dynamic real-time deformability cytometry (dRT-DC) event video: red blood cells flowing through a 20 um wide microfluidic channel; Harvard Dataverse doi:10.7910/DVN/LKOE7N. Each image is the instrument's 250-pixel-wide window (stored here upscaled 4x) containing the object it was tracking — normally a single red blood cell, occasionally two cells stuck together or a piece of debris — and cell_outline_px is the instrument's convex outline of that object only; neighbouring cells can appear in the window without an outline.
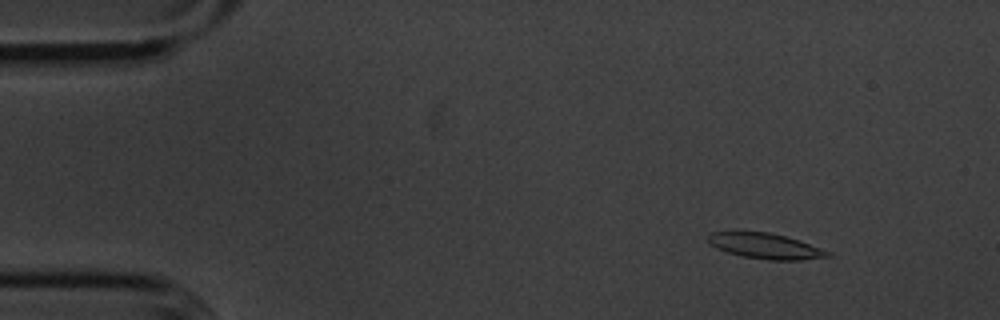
{"species": "common noctule bat (a hibernating species)", "species_latin": "Nyctalus noctula", "temperature_condition": "cold", "stored_images_in_passage": 50, "camera_frame_rate_fps": 3000, "um_per_image_px": 0.085, "animal": {"sex": "male", "body_mass_g": 20.1, "forearm_length_mm": 53.5}, "frame": {"image": 1, "passage_image": 1, "time_ms": 0.0, "image_size_px": [1000, 320], "cell_outline_px": [[832, 256], [800, 260], [768, 260], [744, 256], [728, 252], [716, 248], [708, 244], [708, 232], [736, 228], [768, 232], [784, 236], [832, 252]], "centroid_in_image_um": [64.92, 20.85], "position_along_channel_um": 20.1, "area_um2": 18.38}}
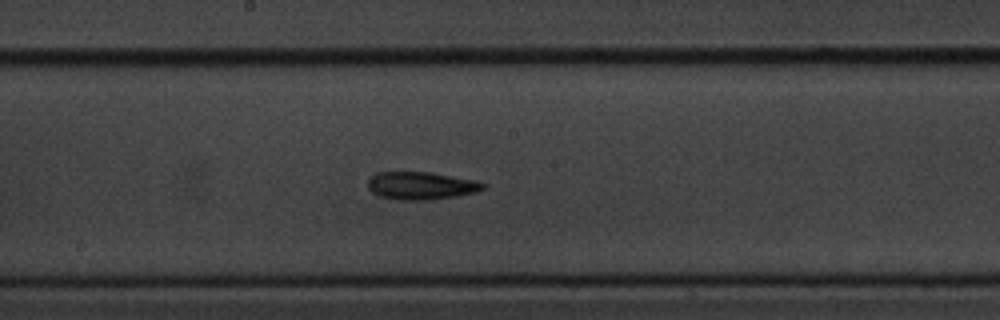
{"frame": {"image": 2, "passage_image": 24, "time_ms": 7.667, "image_size_px": [1000, 320], "cell_outline_px": [[488, 184], [484, 188], [476, 192], [456, 196], [432, 200], [396, 200], [380, 196], [372, 192], [368, 188], [368, 180], [376, 172], [432, 172], [476, 180]], "centroid_in_image_um": [35.81, 15.78], "position_along_channel_um": 212.4, "area_um2": 18.84}}
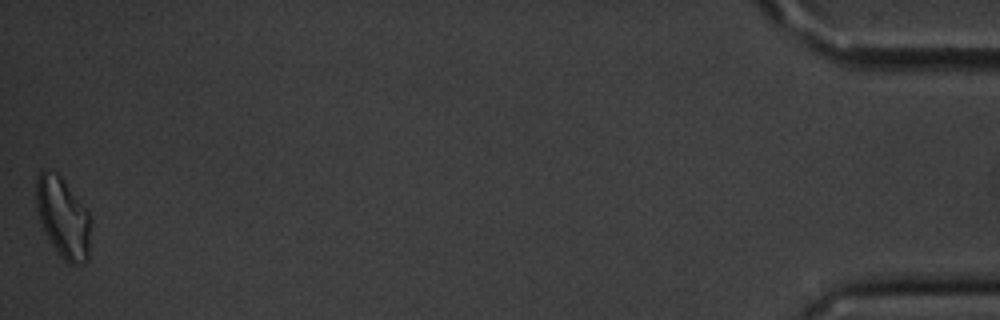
{"frame": {"image": 3, "passage_image": 50, "time_ms": 16.333, "image_size_px": [1000, 320], "cell_outline_px": [[88, 260], [84, 264], [68, 264], [60, 256], [44, 232], [40, 220], [36, 204], [36, 180], [40, 172], [44, 168], [48, 168], [56, 172], [60, 176], [88, 212]], "centroid_in_image_um": [5.31, 18.48], "position_along_channel_um": 429.9, "area_um2": 25.03}, "authors_computed_cell_mechanics": {"area_um2": 18.2937, "velocity_mm_per_s": 3.584, "shape_relaxation_time_tau1_ms": 8.1423, "shape_relaxation_time_tau2_ms": null, "deformation_change_tau1": 0.1821, "deformation_change_tau2": null}}